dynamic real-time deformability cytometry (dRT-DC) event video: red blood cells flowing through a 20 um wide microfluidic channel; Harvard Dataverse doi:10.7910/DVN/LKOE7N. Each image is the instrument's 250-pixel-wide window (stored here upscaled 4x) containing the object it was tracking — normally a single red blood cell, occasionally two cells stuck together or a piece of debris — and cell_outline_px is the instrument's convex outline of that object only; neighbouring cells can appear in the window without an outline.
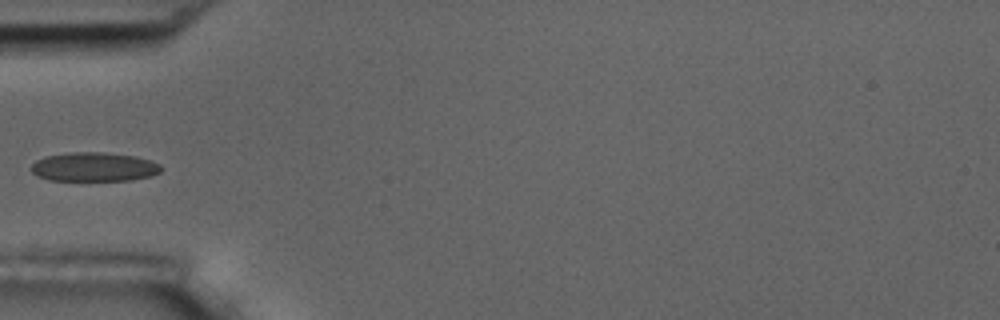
{"species": "common noctule bat (a hibernating species)", "species_latin": "Nyctalus noctula", "temperature_condition": "room temperature", "stored_images_in_passage": 7, "camera_frame_rate_fps": 3000, "um_per_image_px": 0.085, "animal": {"sex": "male", "body_mass_g": 17.5, "forearm_length_mm": 52.3}, "frame": {"image": 1, "passage_image": 6, "time_ms": 6.0, "image_size_px": [1000, 320], "cell_outline_px": [[164, 168], [160, 172], [152, 176], [132, 180], [48, 180], [36, 176], [32, 172], [32, 164], [36, 160], [44, 156], [72, 152], [104, 152], [136, 156], [160, 164]], "centroid_in_image_um": [8.0, 14.18], "position_along_channel_um": 77.0, "area_um2": 22.14}}